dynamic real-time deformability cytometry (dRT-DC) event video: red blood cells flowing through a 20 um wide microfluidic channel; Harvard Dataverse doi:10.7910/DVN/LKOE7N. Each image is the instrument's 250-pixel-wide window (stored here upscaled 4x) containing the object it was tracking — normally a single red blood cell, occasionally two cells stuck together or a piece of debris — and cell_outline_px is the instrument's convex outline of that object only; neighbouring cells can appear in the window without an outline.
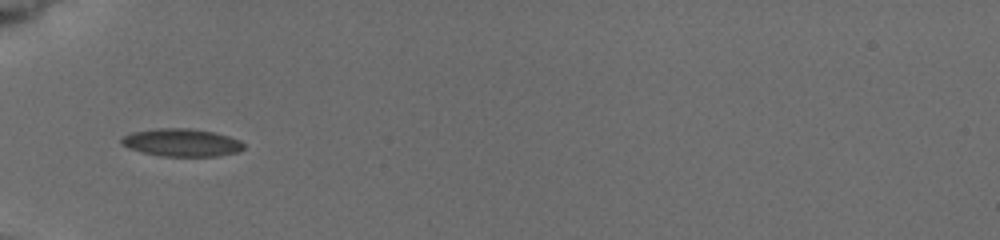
{"species": "common noctule bat (a hibernating species)", "species_latin": "Nyctalus noctula", "temperature_condition": "cold", "stored_images_in_passage": 5, "camera_frame_rate_fps": 3000, "um_per_image_px": 0.085, "animal": {"sex": "female", "body_mass_g": 19.5, "forearm_length_mm": 54.1}, "frame": {"image": 1, "passage_image": 2, "time_ms": 0.667, "image_size_px": [1000, 240], "cell_outline_px": [[244, 148], [236, 152], [216, 156], [160, 156], [128, 148], [120, 144], [120, 140], [124, 136], [132, 132], [156, 128], [192, 128], [212, 132], [228, 136], [240, 140], [244, 144]], "centroid_in_image_um": [15.41, 12.11], "position_along_channel_um": 69.6, "area_um2": 19.71}}
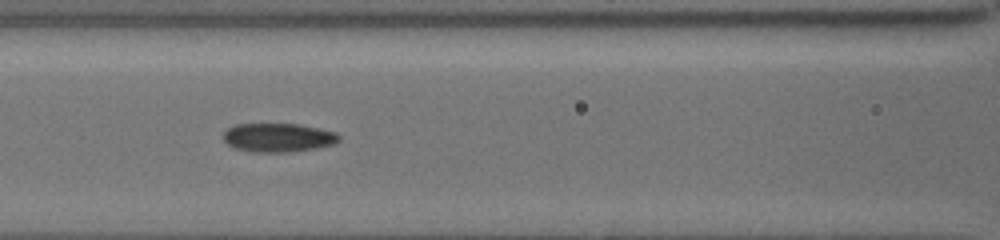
{"frame": {"image": 2, "passage_image": 4, "time_ms": 2.667, "image_size_px": [1000, 240], "cell_outline_px": [[340, 140], [336, 144], [316, 148], [288, 152], [256, 152], [236, 148], [228, 144], [224, 140], [224, 132], [228, 128], [236, 124], [300, 124], [320, 128], [336, 132], [340, 136]], "centroid_in_image_um": [23.7, 11.69], "position_along_channel_um": 142.9, "area_um2": 19.42}}
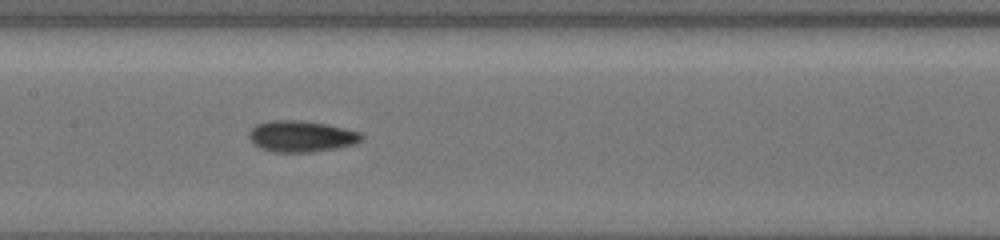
{"frame": {"image": 3, "passage_image": 5, "time_ms": 3.667, "image_size_px": [1000, 240], "cell_outline_px": [[364, 140], [356, 144], [336, 148], [312, 152], [276, 152], [260, 148], [248, 136], [248, 132], [256, 124], [268, 120], [300, 120], [324, 124], [344, 128], [360, 132], [364, 136]], "centroid_in_image_um": [25.63, 11.58], "position_along_channel_um": 181.8, "area_um2": 20.52}}